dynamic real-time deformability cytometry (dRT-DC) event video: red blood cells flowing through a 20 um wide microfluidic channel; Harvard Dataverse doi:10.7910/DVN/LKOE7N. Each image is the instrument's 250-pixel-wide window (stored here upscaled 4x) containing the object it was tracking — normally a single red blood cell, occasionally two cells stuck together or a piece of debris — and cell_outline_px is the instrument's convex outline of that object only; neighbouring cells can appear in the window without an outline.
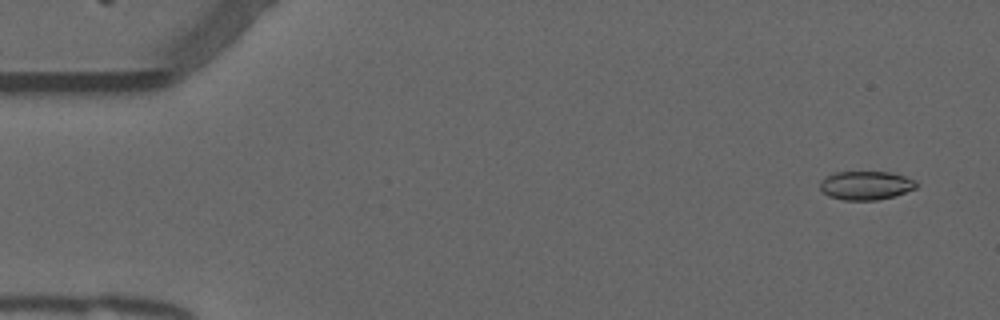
{"species": "common noctule bat (a hibernating species)", "species_latin": "Nyctalus noctula", "temperature_condition": "warm", "stored_images_in_passage": 54, "camera_frame_rate_fps": 3000, "um_per_image_px": 0.085, "animal": {"sex": "male", "forearm_length_mm": 52.5}, "frame": {"image": 1, "passage_image": 3, "time_ms": 0.667, "image_size_px": [1000, 320], "cell_outline_px": [[916, 188], [892, 196], [876, 200], [844, 200], [828, 196], [820, 188], [820, 180], [824, 176], [836, 172], [896, 172], [916, 180]], "centroid_in_image_um": [73.58, 15.74], "position_along_channel_um": 11.4, "area_um2": 16.18}}
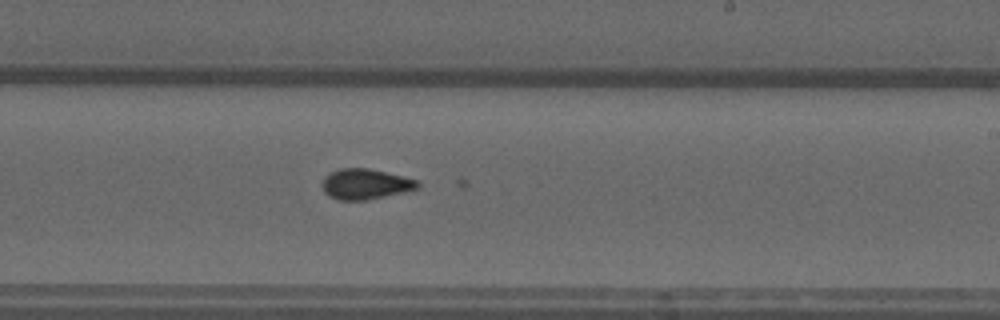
{"frame": {"image": 2, "passage_image": 32, "time_ms": 10.333, "image_size_px": [1000, 320], "cell_outline_px": [[420, 188], [404, 192], [364, 200], [340, 200], [328, 196], [324, 192], [320, 184], [324, 176], [340, 168], [368, 168], [416, 180], [420, 184]], "centroid_in_image_um": [31.0, 15.65], "position_along_channel_um": 258.0, "area_um2": 16.82}}
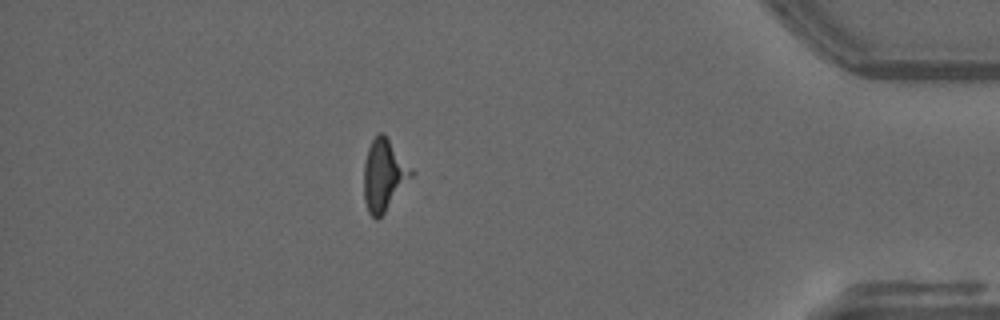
{"frame": {"image": 3, "passage_image": 47, "time_ms": 15.333, "image_size_px": [1000, 320], "cell_outline_px": [[416, 172], [384, 212], [376, 220], [368, 212], [364, 200], [364, 164], [368, 148], [376, 132], [384, 132]], "centroid_in_image_um": [32.65, 14.83], "position_along_channel_um": 402.6, "area_um2": 19.94}}